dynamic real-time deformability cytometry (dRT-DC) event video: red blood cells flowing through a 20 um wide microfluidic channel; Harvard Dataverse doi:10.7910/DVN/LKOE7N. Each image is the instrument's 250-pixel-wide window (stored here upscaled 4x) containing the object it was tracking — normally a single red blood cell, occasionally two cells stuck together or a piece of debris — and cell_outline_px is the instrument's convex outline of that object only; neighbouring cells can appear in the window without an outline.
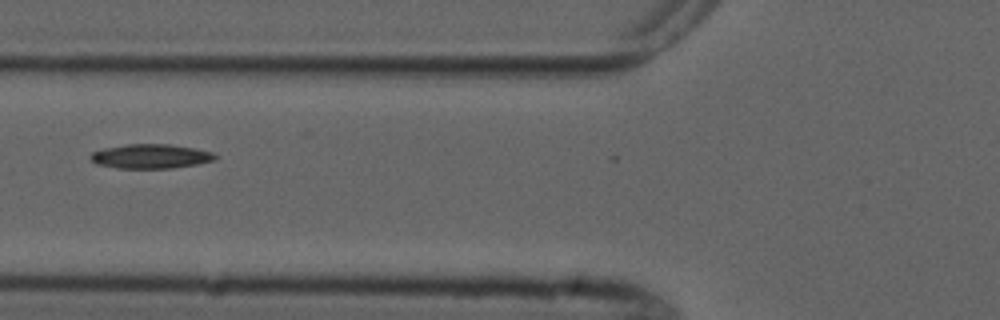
{"species": "common noctule bat (a hibernating species)", "species_latin": "Nyctalus noctula", "temperature_condition": "cold", "stored_images_in_passage": 6, "camera_frame_rate_fps": 3000, "um_per_image_px": 0.085, "animal": {"sex": "male", "forearm_length_mm": 52.5}, "frame": {"image": 1, "passage_image": 6, "time_ms": 6.667, "image_size_px": [1000, 320], "cell_outline_px": [[216, 160], [196, 164], [172, 168], [116, 168], [96, 164], [88, 156], [92, 152], [104, 148], [128, 144], [168, 144], [196, 148], [212, 152], [216, 156]], "centroid_in_image_um": [12.79, 13.28], "position_along_channel_um": 113.0, "area_um2": 17.69}}